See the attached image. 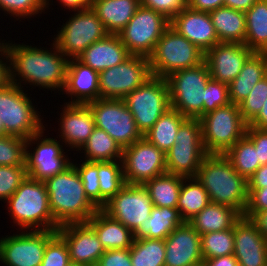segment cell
Returning a JSON list of instances; mask_svg holds the SVG:
<instances>
[{"instance_id":"1","label":"cell","mask_w":267,"mask_h":266,"mask_svg":"<svg viewBox=\"0 0 267 266\" xmlns=\"http://www.w3.org/2000/svg\"><path fill=\"white\" fill-rule=\"evenodd\" d=\"M9 42L5 44L10 59V83L22 88L29 84L62 93L69 60L54 42L49 50L41 46L13 44L12 40Z\"/></svg>"},{"instance_id":"2","label":"cell","mask_w":267,"mask_h":266,"mask_svg":"<svg viewBox=\"0 0 267 266\" xmlns=\"http://www.w3.org/2000/svg\"><path fill=\"white\" fill-rule=\"evenodd\" d=\"M45 185L53 219L59 226L87 222L99 210L87 197L73 165L47 179Z\"/></svg>"},{"instance_id":"3","label":"cell","mask_w":267,"mask_h":266,"mask_svg":"<svg viewBox=\"0 0 267 266\" xmlns=\"http://www.w3.org/2000/svg\"><path fill=\"white\" fill-rule=\"evenodd\" d=\"M196 178L202 183L211 203L223 204L244 214L248 202L247 180L222 154H208Z\"/></svg>"},{"instance_id":"4","label":"cell","mask_w":267,"mask_h":266,"mask_svg":"<svg viewBox=\"0 0 267 266\" xmlns=\"http://www.w3.org/2000/svg\"><path fill=\"white\" fill-rule=\"evenodd\" d=\"M6 202L10 218L21 231L59 228L50 210L45 182L37 181L27 175Z\"/></svg>"},{"instance_id":"5","label":"cell","mask_w":267,"mask_h":266,"mask_svg":"<svg viewBox=\"0 0 267 266\" xmlns=\"http://www.w3.org/2000/svg\"><path fill=\"white\" fill-rule=\"evenodd\" d=\"M24 89L13 83L0 89V120L8 135L28 139L45 126L32 97Z\"/></svg>"},{"instance_id":"6","label":"cell","mask_w":267,"mask_h":266,"mask_svg":"<svg viewBox=\"0 0 267 266\" xmlns=\"http://www.w3.org/2000/svg\"><path fill=\"white\" fill-rule=\"evenodd\" d=\"M210 78L205 61L198 66L171 73L166 77L171 108L186 118L200 119L203 116L205 87Z\"/></svg>"},{"instance_id":"7","label":"cell","mask_w":267,"mask_h":266,"mask_svg":"<svg viewBox=\"0 0 267 266\" xmlns=\"http://www.w3.org/2000/svg\"><path fill=\"white\" fill-rule=\"evenodd\" d=\"M204 57L203 51L169 26L148 59L152 76L166 78L175 71L198 66Z\"/></svg>"},{"instance_id":"8","label":"cell","mask_w":267,"mask_h":266,"mask_svg":"<svg viewBox=\"0 0 267 266\" xmlns=\"http://www.w3.org/2000/svg\"><path fill=\"white\" fill-rule=\"evenodd\" d=\"M202 140L208 154L224 155L246 132L239 105L229 103L200 118Z\"/></svg>"},{"instance_id":"9","label":"cell","mask_w":267,"mask_h":266,"mask_svg":"<svg viewBox=\"0 0 267 266\" xmlns=\"http://www.w3.org/2000/svg\"><path fill=\"white\" fill-rule=\"evenodd\" d=\"M73 13L65 24L57 29L60 30L52 41L68 60L77 59L91 44L109 35L91 7Z\"/></svg>"},{"instance_id":"10","label":"cell","mask_w":267,"mask_h":266,"mask_svg":"<svg viewBox=\"0 0 267 266\" xmlns=\"http://www.w3.org/2000/svg\"><path fill=\"white\" fill-rule=\"evenodd\" d=\"M166 155L167 173L184 178L196 177L208 155L202 140L200 119L187 118L178 128L175 144Z\"/></svg>"},{"instance_id":"11","label":"cell","mask_w":267,"mask_h":266,"mask_svg":"<svg viewBox=\"0 0 267 266\" xmlns=\"http://www.w3.org/2000/svg\"><path fill=\"white\" fill-rule=\"evenodd\" d=\"M123 101L133 115L138 129L145 135L171 108L168 82L166 78L152 76Z\"/></svg>"},{"instance_id":"12","label":"cell","mask_w":267,"mask_h":266,"mask_svg":"<svg viewBox=\"0 0 267 266\" xmlns=\"http://www.w3.org/2000/svg\"><path fill=\"white\" fill-rule=\"evenodd\" d=\"M44 131L46 129L26 139L25 167L27 175L41 182L64 172L73 162L71 157L69 159L68 154L64 152V143L47 135L44 136ZM34 145L36 146L33 147Z\"/></svg>"},{"instance_id":"13","label":"cell","mask_w":267,"mask_h":266,"mask_svg":"<svg viewBox=\"0 0 267 266\" xmlns=\"http://www.w3.org/2000/svg\"><path fill=\"white\" fill-rule=\"evenodd\" d=\"M169 26L170 20L165 15L140 5L118 35L131 55L148 58Z\"/></svg>"},{"instance_id":"14","label":"cell","mask_w":267,"mask_h":266,"mask_svg":"<svg viewBox=\"0 0 267 266\" xmlns=\"http://www.w3.org/2000/svg\"><path fill=\"white\" fill-rule=\"evenodd\" d=\"M87 105L92 111L96 127L103 129L122 148L144 137L123 99L99 98Z\"/></svg>"},{"instance_id":"15","label":"cell","mask_w":267,"mask_h":266,"mask_svg":"<svg viewBox=\"0 0 267 266\" xmlns=\"http://www.w3.org/2000/svg\"><path fill=\"white\" fill-rule=\"evenodd\" d=\"M152 77L149 59L131 55L123 63L99 73V92L102 99H124L129 93Z\"/></svg>"},{"instance_id":"16","label":"cell","mask_w":267,"mask_h":266,"mask_svg":"<svg viewBox=\"0 0 267 266\" xmlns=\"http://www.w3.org/2000/svg\"><path fill=\"white\" fill-rule=\"evenodd\" d=\"M0 239V263L4 266H40L47 242L56 230H20Z\"/></svg>"},{"instance_id":"17","label":"cell","mask_w":267,"mask_h":266,"mask_svg":"<svg viewBox=\"0 0 267 266\" xmlns=\"http://www.w3.org/2000/svg\"><path fill=\"white\" fill-rule=\"evenodd\" d=\"M124 179L127 184H141L167 172L166 155L146 138L123 148Z\"/></svg>"},{"instance_id":"18","label":"cell","mask_w":267,"mask_h":266,"mask_svg":"<svg viewBox=\"0 0 267 266\" xmlns=\"http://www.w3.org/2000/svg\"><path fill=\"white\" fill-rule=\"evenodd\" d=\"M153 203L147 189L141 184H125L101 210L134 232L150 217Z\"/></svg>"},{"instance_id":"19","label":"cell","mask_w":267,"mask_h":266,"mask_svg":"<svg viewBox=\"0 0 267 266\" xmlns=\"http://www.w3.org/2000/svg\"><path fill=\"white\" fill-rule=\"evenodd\" d=\"M56 231L64 239L73 264L96 266L105 252L94 229L87 222L65 224Z\"/></svg>"},{"instance_id":"20","label":"cell","mask_w":267,"mask_h":266,"mask_svg":"<svg viewBox=\"0 0 267 266\" xmlns=\"http://www.w3.org/2000/svg\"><path fill=\"white\" fill-rule=\"evenodd\" d=\"M253 53L245 44L219 42L205 53L204 61L211 78L228 85Z\"/></svg>"},{"instance_id":"21","label":"cell","mask_w":267,"mask_h":266,"mask_svg":"<svg viewBox=\"0 0 267 266\" xmlns=\"http://www.w3.org/2000/svg\"><path fill=\"white\" fill-rule=\"evenodd\" d=\"M165 266H202L201 235L183 222L165 239Z\"/></svg>"},{"instance_id":"22","label":"cell","mask_w":267,"mask_h":266,"mask_svg":"<svg viewBox=\"0 0 267 266\" xmlns=\"http://www.w3.org/2000/svg\"><path fill=\"white\" fill-rule=\"evenodd\" d=\"M58 119V136L64 147H70L72 151H79L86 143L96 125L94 116L87 104L64 103Z\"/></svg>"},{"instance_id":"23","label":"cell","mask_w":267,"mask_h":266,"mask_svg":"<svg viewBox=\"0 0 267 266\" xmlns=\"http://www.w3.org/2000/svg\"><path fill=\"white\" fill-rule=\"evenodd\" d=\"M239 266H267V240L256 224L241 216L234 224V254Z\"/></svg>"},{"instance_id":"24","label":"cell","mask_w":267,"mask_h":266,"mask_svg":"<svg viewBox=\"0 0 267 266\" xmlns=\"http://www.w3.org/2000/svg\"><path fill=\"white\" fill-rule=\"evenodd\" d=\"M170 27L204 53L220 42L209 12L194 10L186 6L170 20Z\"/></svg>"},{"instance_id":"25","label":"cell","mask_w":267,"mask_h":266,"mask_svg":"<svg viewBox=\"0 0 267 266\" xmlns=\"http://www.w3.org/2000/svg\"><path fill=\"white\" fill-rule=\"evenodd\" d=\"M99 73L78 59H70L62 95L70 96L67 104H87L100 98ZM65 92V93H64Z\"/></svg>"},{"instance_id":"26","label":"cell","mask_w":267,"mask_h":266,"mask_svg":"<svg viewBox=\"0 0 267 266\" xmlns=\"http://www.w3.org/2000/svg\"><path fill=\"white\" fill-rule=\"evenodd\" d=\"M130 56L120 36L109 34L106 38L91 44L77 59L100 73L123 63Z\"/></svg>"},{"instance_id":"27","label":"cell","mask_w":267,"mask_h":266,"mask_svg":"<svg viewBox=\"0 0 267 266\" xmlns=\"http://www.w3.org/2000/svg\"><path fill=\"white\" fill-rule=\"evenodd\" d=\"M267 76V53L254 52L237 77L228 84L230 103L239 105L257 82Z\"/></svg>"},{"instance_id":"28","label":"cell","mask_w":267,"mask_h":266,"mask_svg":"<svg viewBox=\"0 0 267 266\" xmlns=\"http://www.w3.org/2000/svg\"><path fill=\"white\" fill-rule=\"evenodd\" d=\"M141 5L140 0H95L92 10L109 34L118 35Z\"/></svg>"},{"instance_id":"29","label":"cell","mask_w":267,"mask_h":266,"mask_svg":"<svg viewBox=\"0 0 267 266\" xmlns=\"http://www.w3.org/2000/svg\"><path fill=\"white\" fill-rule=\"evenodd\" d=\"M87 223L94 229L105 250L127 249L134 241L133 232L99 209Z\"/></svg>"},{"instance_id":"30","label":"cell","mask_w":267,"mask_h":266,"mask_svg":"<svg viewBox=\"0 0 267 266\" xmlns=\"http://www.w3.org/2000/svg\"><path fill=\"white\" fill-rule=\"evenodd\" d=\"M184 221L177 208L153 207L150 217L145 219L133 232L134 239H161L168 235Z\"/></svg>"},{"instance_id":"31","label":"cell","mask_w":267,"mask_h":266,"mask_svg":"<svg viewBox=\"0 0 267 266\" xmlns=\"http://www.w3.org/2000/svg\"><path fill=\"white\" fill-rule=\"evenodd\" d=\"M242 215L230 206L209 203L189 223L200 234L233 228Z\"/></svg>"},{"instance_id":"32","label":"cell","mask_w":267,"mask_h":266,"mask_svg":"<svg viewBox=\"0 0 267 266\" xmlns=\"http://www.w3.org/2000/svg\"><path fill=\"white\" fill-rule=\"evenodd\" d=\"M220 42L244 44L246 36L245 13L229 7L209 12Z\"/></svg>"},{"instance_id":"33","label":"cell","mask_w":267,"mask_h":266,"mask_svg":"<svg viewBox=\"0 0 267 266\" xmlns=\"http://www.w3.org/2000/svg\"><path fill=\"white\" fill-rule=\"evenodd\" d=\"M244 44L253 52L267 53V0L257 2L245 12Z\"/></svg>"},{"instance_id":"34","label":"cell","mask_w":267,"mask_h":266,"mask_svg":"<svg viewBox=\"0 0 267 266\" xmlns=\"http://www.w3.org/2000/svg\"><path fill=\"white\" fill-rule=\"evenodd\" d=\"M78 152L80 154L84 153L83 156H85L80 160L87 162L122 161L123 156V148L103 129L98 127H95L86 143Z\"/></svg>"},{"instance_id":"35","label":"cell","mask_w":267,"mask_h":266,"mask_svg":"<svg viewBox=\"0 0 267 266\" xmlns=\"http://www.w3.org/2000/svg\"><path fill=\"white\" fill-rule=\"evenodd\" d=\"M209 203L208 192L196 177L183 179L177 209L184 222H189Z\"/></svg>"},{"instance_id":"36","label":"cell","mask_w":267,"mask_h":266,"mask_svg":"<svg viewBox=\"0 0 267 266\" xmlns=\"http://www.w3.org/2000/svg\"><path fill=\"white\" fill-rule=\"evenodd\" d=\"M184 177L171 173H163L145 182L154 207L177 208V202Z\"/></svg>"},{"instance_id":"37","label":"cell","mask_w":267,"mask_h":266,"mask_svg":"<svg viewBox=\"0 0 267 266\" xmlns=\"http://www.w3.org/2000/svg\"><path fill=\"white\" fill-rule=\"evenodd\" d=\"M186 119L180 112L170 108L144 135V138L166 154L175 144L178 128Z\"/></svg>"},{"instance_id":"38","label":"cell","mask_w":267,"mask_h":266,"mask_svg":"<svg viewBox=\"0 0 267 266\" xmlns=\"http://www.w3.org/2000/svg\"><path fill=\"white\" fill-rule=\"evenodd\" d=\"M224 156L234 169L248 180L261 166L254 144L244 135Z\"/></svg>"},{"instance_id":"39","label":"cell","mask_w":267,"mask_h":266,"mask_svg":"<svg viewBox=\"0 0 267 266\" xmlns=\"http://www.w3.org/2000/svg\"><path fill=\"white\" fill-rule=\"evenodd\" d=\"M129 253L132 266H165V240L134 239Z\"/></svg>"},{"instance_id":"40","label":"cell","mask_w":267,"mask_h":266,"mask_svg":"<svg viewBox=\"0 0 267 266\" xmlns=\"http://www.w3.org/2000/svg\"><path fill=\"white\" fill-rule=\"evenodd\" d=\"M100 209L126 184L122 161L98 162Z\"/></svg>"},{"instance_id":"41","label":"cell","mask_w":267,"mask_h":266,"mask_svg":"<svg viewBox=\"0 0 267 266\" xmlns=\"http://www.w3.org/2000/svg\"><path fill=\"white\" fill-rule=\"evenodd\" d=\"M203 259L234 254V226L231 229L201 235Z\"/></svg>"},{"instance_id":"42","label":"cell","mask_w":267,"mask_h":266,"mask_svg":"<svg viewBox=\"0 0 267 266\" xmlns=\"http://www.w3.org/2000/svg\"><path fill=\"white\" fill-rule=\"evenodd\" d=\"M49 1L53 2V0H0V11H4L5 14L14 17L17 21L20 18L30 19L33 16H39L42 12L46 13L45 11L50 9V4L52 5Z\"/></svg>"},{"instance_id":"43","label":"cell","mask_w":267,"mask_h":266,"mask_svg":"<svg viewBox=\"0 0 267 266\" xmlns=\"http://www.w3.org/2000/svg\"><path fill=\"white\" fill-rule=\"evenodd\" d=\"M26 139L5 135L0 137V166H25Z\"/></svg>"},{"instance_id":"44","label":"cell","mask_w":267,"mask_h":266,"mask_svg":"<svg viewBox=\"0 0 267 266\" xmlns=\"http://www.w3.org/2000/svg\"><path fill=\"white\" fill-rule=\"evenodd\" d=\"M267 98V76L257 82L249 95L239 104L243 120L249 124L261 111Z\"/></svg>"},{"instance_id":"45","label":"cell","mask_w":267,"mask_h":266,"mask_svg":"<svg viewBox=\"0 0 267 266\" xmlns=\"http://www.w3.org/2000/svg\"><path fill=\"white\" fill-rule=\"evenodd\" d=\"M72 162L82 181L87 197L100 209V189L98 177V162Z\"/></svg>"},{"instance_id":"46","label":"cell","mask_w":267,"mask_h":266,"mask_svg":"<svg viewBox=\"0 0 267 266\" xmlns=\"http://www.w3.org/2000/svg\"><path fill=\"white\" fill-rule=\"evenodd\" d=\"M25 166H0V201H6L26 178Z\"/></svg>"},{"instance_id":"47","label":"cell","mask_w":267,"mask_h":266,"mask_svg":"<svg viewBox=\"0 0 267 266\" xmlns=\"http://www.w3.org/2000/svg\"><path fill=\"white\" fill-rule=\"evenodd\" d=\"M71 263L64 239L56 233L46 244L40 266H68Z\"/></svg>"},{"instance_id":"48","label":"cell","mask_w":267,"mask_h":266,"mask_svg":"<svg viewBox=\"0 0 267 266\" xmlns=\"http://www.w3.org/2000/svg\"><path fill=\"white\" fill-rule=\"evenodd\" d=\"M230 103L228 96V85L210 78L205 87V102L203 104V115L218 107Z\"/></svg>"},{"instance_id":"49","label":"cell","mask_w":267,"mask_h":266,"mask_svg":"<svg viewBox=\"0 0 267 266\" xmlns=\"http://www.w3.org/2000/svg\"><path fill=\"white\" fill-rule=\"evenodd\" d=\"M141 5L165 15L169 20L180 13L187 0H140Z\"/></svg>"},{"instance_id":"50","label":"cell","mask_w":267,"mask_h":266,"mask_svg":"<svg viewBox=\"0 0 267 266\" xmlns=\"http://www.w3.org/2000/svg\"><path fill=\"white\" fill-rule=\"evenodd\" d=\"M247 190L248 202L243 216L251 219L257 212L267 210V187Z\"/></svg>"},{"instance_id":"51","label":"cell","mask_w":267,"mask_h":266,"mask_svg":"<svg viewBox=\"0 0 267 266\" xmlns=\"http://www.w3.org/2000/svg\"><path fill=\"white\" fill-rule=\"evenodd\" d=\"M245 136L254 144L258 162L261 165L267 164V130L247 125Z\"/></svg>"},{"instance_id":"52","label":"cell","mask_w":267,"mask_h":266,"mask_svg":"<svg viewBox=\"0 0 267 266\" xmlns=\"http://www.w3.org/2000/svg\"><path fill=\"white\" fill-rule=\"evenodd\" d=\"M96 266H132L129 248L105 250Z\"/></svg>"},{"instance_id":"53","label":"cell","mask_w":267,"mask_h":266,"mask_svg":"<svg viewBox=\"0 0 267 266\" xmlns=\"http://www.w3.org/2000/svg\"><path fill=\"white\" fill-rule=\"evenodd\" d=\"M5 41L0 39V89L10 83V59Z\"/></svg>"},{"instance_id":"54","label":"cell","mask_w":267,"mask_h":266,"mask_svg":"<svg viewBox=\"0 0 267 266\" xmlns=\"http://www.w3.org/2000/svg\"><path fill=\"white\" fill-rule=\"evenodd\" d=\"M224 0H187V6L198 11L210 12L222 7Z\"/></svg>"},{"instance_id":"55","label":"cell","mask_w":267,"mask_h":266,"mask_svg":"<svg viewBox=\"0 0 267 266\" xmlns=\"http://www.w3.org/2000/svg\"><path fill=\"white\" fill-rule=\"evenodd\" d=\"M267 187V164L260 168L247 180V188Z\"/></svg>"},{"instance_id":"56","label":"cell","mask_w":267,"mask_h":266,"mask_svg":"<svg viewBox=\"0 0 267 266\" xmlns=\"http://www.w3.org/2000/svg\"><path fill=\"white\" fill-rule=\"evenodd\" d=\"M202 266H238V261L233 254L221 257L203 259Z\"/></svg>"},{"instance_id":"57","label":"cell","mask_w":267,"mask_h":266,"mask_svg":"<svg viewBox=\"0 0 267 266\" xmlns=\"http://www.w3.org/2000/svg\"><path fill=\"white\" fill-rule=\"evenodd\" d=\"M257 0H224L223 6L235 9L237 11L246 12Z\"/></svg>"},{"instance_id":"58","label":"cell","mask_w":267,"mask_h":266,"mask_svg":"<svg viewBox=\"0 0 267 266\" xmlns=\"http://www.w3.org/2000/svg\"><path fill=\"white\" fill-rule=\"evenodd\" d=\"M58 2L69 11H81L91 7V3L88 0H59Z\"/></svg>"},{"instance_id":"59","label":"cell","mask_w":267,"mask_h":266,"mask_svg":"<svg viewBox=\"0 0 267 266\" xmlns=\"http://www.w3.org/2000/svg\"><path fill=\"white\" fill-rule=\"evenodd\" d=\"M248 126L267 130V98L264 101L259 114L248 124Z\"/></svg>"},{"instance_id":"60","label":"cell","mask_w":267,"mask_h":266,"mask_svg":"<svg viewBox=\"0 0 267 266\" xmlns=\"http://www.w3.org/2000/svg\"><path fill=\"white\" fill-rule=\"evenodd\" d=\"M251 220L256 224L258 231L267 240V210L257 212Z\"/></svg>"},{"instance_id":"61","label":"cell","mask_w":267,"mask_h":266,"mask_svg":"<svg viewBox=\"0 0 267 266\" xmlns=\"http://www.w3.org/2000/svg\"><path fill=\"white\" fill-rule=\"evenodd\" d=\"M5 135H8V134L5 132L2 121L0 120V137L5 136Z\"/></svg>"},{"instance_id":"62","label":"cell","mask_w":267,"mask_h":266,"mask_svg":"<svg viewBox=\"0 0 267 266\" xmlns=\"http://www.w3.org/2000/svg\"><path fill=\"white\" fill-rule=\"evenodd\" d=\"M68 266H80V265L70 263Z\"/></svg>"},{"instance_id":"63","label":"cell","mask_w":267,"mask_h":266,"mask_svg":"<svg viewBox=\"0 0 267 266\" xmlns=\"http://www.w3.org/2000/svg\"><path fill=\"white\" fill-rule=\"evenodd\" d=\"M91 4L95 1V0H88Z\"/></svg>"}]
</instances>
